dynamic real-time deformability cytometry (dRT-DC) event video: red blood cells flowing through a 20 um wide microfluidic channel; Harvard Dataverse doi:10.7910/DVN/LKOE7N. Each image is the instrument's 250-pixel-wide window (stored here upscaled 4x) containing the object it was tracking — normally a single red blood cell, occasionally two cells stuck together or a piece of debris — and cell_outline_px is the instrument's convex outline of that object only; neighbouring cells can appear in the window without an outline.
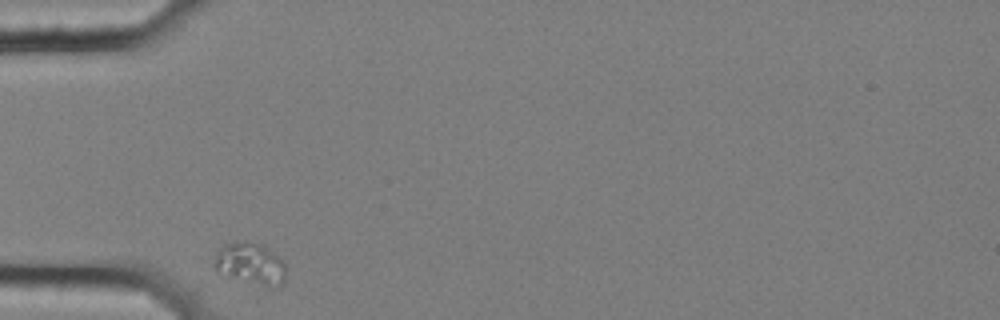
{"species": "common noctule bat (a hibernating species)", "species_latin": "Nyctalus noctula", "temperature_condition": "cold", "stored_images_in_passage": 34, "camera_frame_rate_fps": 3000, "um_per_image_px": 0.085, "animal": {"sex": "female", "body_mass_g": 25.1}, "frame": {"image": 1, "passage_image": 1, "time_ms": 0.0, "image_size_px": [1000, 320], "cell_outline_px": [[284, 284], [276, 288], [220, 276], [216, 272], [212, 264], [220, 248], [224, 244], [236, 240], [244, 240], [260, 244], [272, 252], [284, 264]], "centroid_in_image_um": [21.21, 22.43], "position_along_channel_um": 63.8, "area_um2": 17.69}}